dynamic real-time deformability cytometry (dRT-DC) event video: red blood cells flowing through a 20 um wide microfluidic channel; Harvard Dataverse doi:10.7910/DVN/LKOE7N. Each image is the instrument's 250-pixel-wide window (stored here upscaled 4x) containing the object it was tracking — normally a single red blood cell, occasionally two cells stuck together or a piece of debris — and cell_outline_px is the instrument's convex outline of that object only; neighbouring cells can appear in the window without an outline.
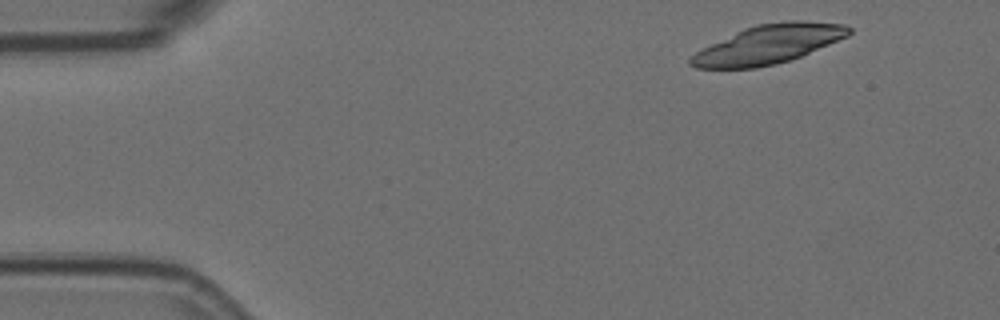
{"species": "Egyptian fruit bat (a non-hibernating species)", "species_latin": "Rousettus aegyptiacus", "temperature_condition": "room temperature", "stored_images_in_passage": 7, "camera_frame_rate_fps": 3000, "um_per_image_px": 0.085, "animal": {"sex": "female"}, "frame": {"image": 1, "passage_image": 1, "time_ms": 0.0, "image_size_px": [1000, 320], "cell_outline_px": [[852, 32], [848, 36], [800, 56], [776, 64], [756, 68], [696, 68], [688, 64], [688, 60], [696, 52], [744, 28], [756, 24], [788, 20], [804, 20], [844, 24], [852, 28]], "centroid_in_image_um": [65.34, 3.75], "position_along_channel_um": 19.7, "area_um2": 35.55}}